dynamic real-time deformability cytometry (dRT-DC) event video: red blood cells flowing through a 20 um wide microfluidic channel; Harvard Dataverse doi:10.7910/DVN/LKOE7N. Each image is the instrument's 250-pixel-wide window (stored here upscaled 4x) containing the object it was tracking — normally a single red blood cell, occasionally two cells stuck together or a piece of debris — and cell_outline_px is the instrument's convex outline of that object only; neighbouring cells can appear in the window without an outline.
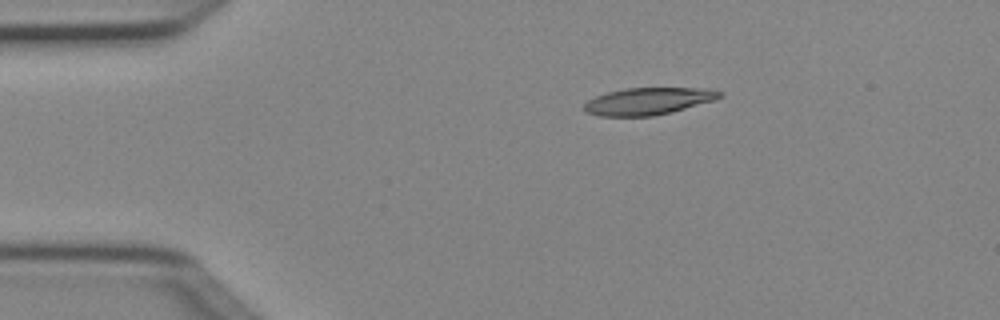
{"species": "Egyptian fruit bat (a non-hibernating species)", "species_latin": "Rousettus aegyptiacus", "temperature_condition": "cold", "stored_images_in_passage": 3, "camera_frame_rate_fps": 3000, "um_per_image_px": 0.085, "animal": {"sex": "female"}, "frame": {"image": 1, "passage_image": 1, "time_ms": 0.0, "image_size_px": [1000, 320], "cell_outline_px": [[724, 96], [716, 100], [672, 112], [652, 116], [600, 116], [584, 112], [584, 104], [588, 100], [596, 96], [608, 92], [624, 88], [716, 88], [724, 92]], "centroid_in_image_um": [55.18, 8.59], "position_along_channel_um": 29.8, "area_um2": 21.73}}
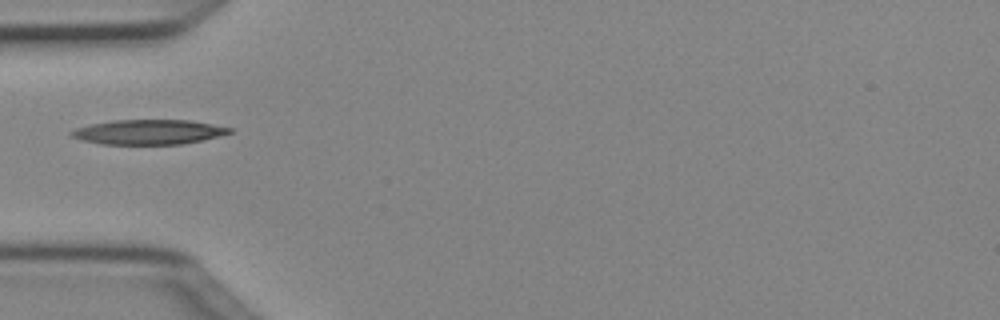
{"frame": {"image": 2, "passage_image": 3, "time_ms": 0.667, "image_size_px": [1000, 320], "cell_outline_px": [[232, 132], [184, 144], [100, 144], [80, 140], [72, 136], [68, 132], [76, 128], [92, 124], [112, 120], [188, 120], [212, 124], [232, 128]], "centroid_in_image_um": [12.58, 11.22], "position_along_channel_um": 72.4, "area_um2": 22.66}}